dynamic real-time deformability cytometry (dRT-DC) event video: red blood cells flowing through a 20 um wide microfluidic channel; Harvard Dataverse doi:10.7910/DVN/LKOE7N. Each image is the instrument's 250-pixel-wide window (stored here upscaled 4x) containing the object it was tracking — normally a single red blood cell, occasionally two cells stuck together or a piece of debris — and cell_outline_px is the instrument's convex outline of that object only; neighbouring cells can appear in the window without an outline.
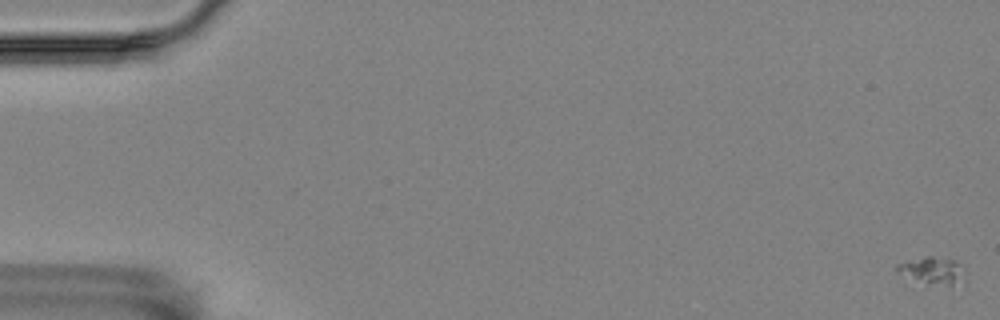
{"species": "Egyptian fruit bat (a non-hibernating species)", "species_latin": "Rousettus aegyptiacus", "temperature_condition": "room temperature", "stored_images_in_passage": 16, "camera_frame_rate_fps": 3000, "um_per_image_px": 0.085, "animal": {"sex": "female"}, "frame": {"image": 1, "passage_image": 1, "time_ms": 0.0, "image_size_px": [1000, 320], "cell_outline_px": [[964, 284], [952, 288], [896, 272], [896, 264], [924, 256], [932, 256], [952, 260], [964, 272]], "centroid_in_image_um": [79.33, 23.01], "position_along_channel_um": 5.7, "area_um2": 10.35}}